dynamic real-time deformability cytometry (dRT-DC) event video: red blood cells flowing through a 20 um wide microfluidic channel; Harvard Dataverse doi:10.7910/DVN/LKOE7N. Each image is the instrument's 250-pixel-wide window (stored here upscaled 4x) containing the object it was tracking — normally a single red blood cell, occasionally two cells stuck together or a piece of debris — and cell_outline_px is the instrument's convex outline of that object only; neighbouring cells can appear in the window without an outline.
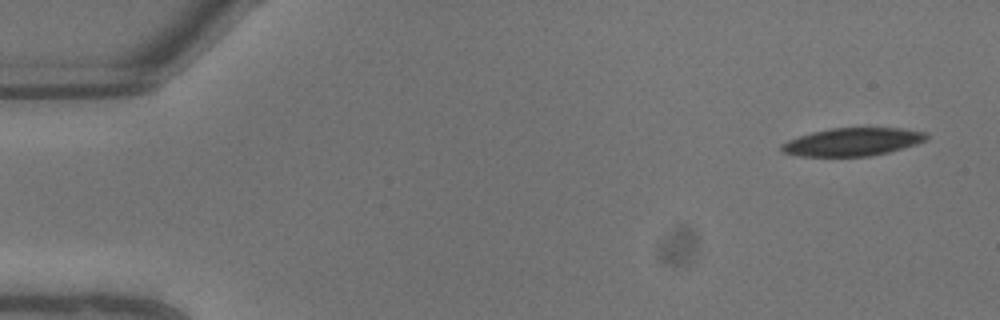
{"species": "common noctule bat (a hibernating species)", "species_latin": "Nyctalus noctula", "temperature_condition": "warm", "stored_images_in_passage": 10, "camera_frame_rate_fps": 3000, "um_per_image_px": 0.085, "animal": {"sex": "male", "body_mass_g": 13.3}, "frame": {"image": 1, "passage_image": 1, "time_ms": 0.0, "image_size_px": [1000, 320], "cell_outline_px": [[928, 140], [916, 144], [888, 152], [868, 156], [800, 156], [780, 152], [780, 144], [788, 140], [812, 132], [832, 128], [904, 128], [928, 132]], "centroid_in_image_um": [72.48, 12.05], "position_along_channel_um": 12.5, "area_um2": 23.7}}
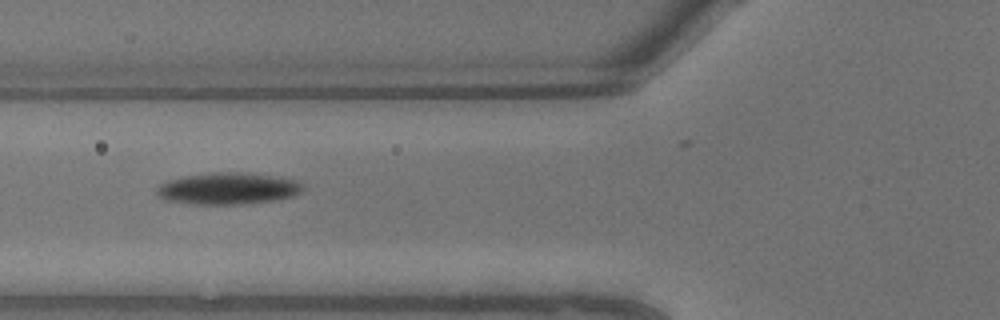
{"frame": {"image": 2, "passage_image": 8, "time_ms": 2.333, "image_size_px": [1000, 320], "cell_outline_px": [[304, 188], [300, 192], [292, 196], [280, 200], [244, 204], [200, 204], [164, 200], [156, 192], [156, 188], [160, 184], [168, 180], [180, 176], [212, 172], [248, 172], [300, 180], [304, 184]], "centroid_in_image_um": [19.42, 16.01], "position_along_channel_um": 106.4, "area_um2": 27.46}}
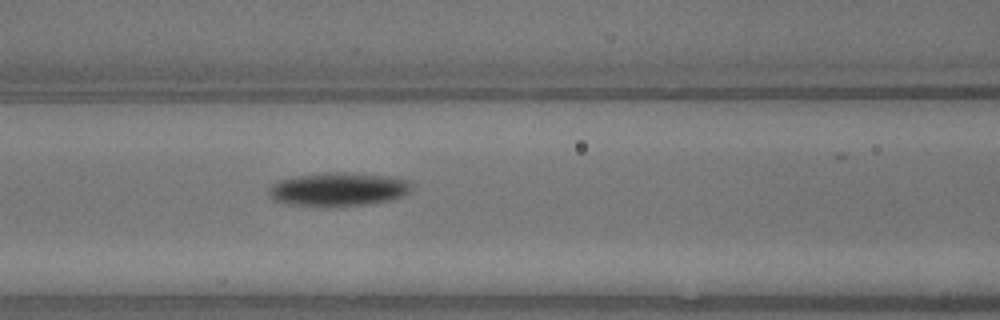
{"frame": {"image": 3, "passage_image": 9, "time_ms": 2.667, "image_size_px": [1000, 320], "cell_outline_px": [[416, 184], [404, 196], [392, 200], [368, 204], [292, 204], [272, 200], [268, 196], [268, 188], [272, 184], [280, 180], [296, 176], [328, 172], [344, 172], [388, 176], [408, 180]], "centroid_in_image_um": [28.81, 16.05], "position_along_channel_um": 137.8, "area_um2": 27.46}}